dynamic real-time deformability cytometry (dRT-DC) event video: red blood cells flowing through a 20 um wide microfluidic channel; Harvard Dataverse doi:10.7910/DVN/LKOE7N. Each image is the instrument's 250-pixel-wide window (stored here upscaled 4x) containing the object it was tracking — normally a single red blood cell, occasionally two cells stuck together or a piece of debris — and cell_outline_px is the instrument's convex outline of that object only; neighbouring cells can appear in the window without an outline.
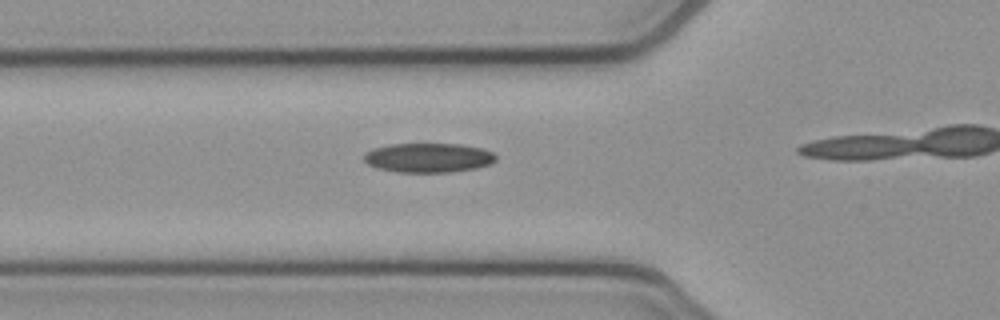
{"species": "common noctule bat (a hibernating species)", "species_latin": "Nyctalus noctula", "temperature_condition": "cold", "stored_images_in_passage": 14, "camera_frame_rate_fps": 3000, "um_per_image_px": 0.085, "animal": {"sex": "female", "body_mass_g": 21.9}, "frame": {"image": 1, "passage_image": 10, "time_ms": 3.0, "image_size_px": [1000, 320], "cell_outline_px": [[496, 160], [492, 164], [476, 168], [452, 172], [396, 172], [376, 168], [368, 164], [364, 160], [364, 152], [372, 148], [388, 144], [460, 144], [484, 148], [492, 152], [496, 156]], "centroid_in_image_um": [36.41, 13.4], "position_along_channel_um": 89.4, "area_um2": 22.89}}